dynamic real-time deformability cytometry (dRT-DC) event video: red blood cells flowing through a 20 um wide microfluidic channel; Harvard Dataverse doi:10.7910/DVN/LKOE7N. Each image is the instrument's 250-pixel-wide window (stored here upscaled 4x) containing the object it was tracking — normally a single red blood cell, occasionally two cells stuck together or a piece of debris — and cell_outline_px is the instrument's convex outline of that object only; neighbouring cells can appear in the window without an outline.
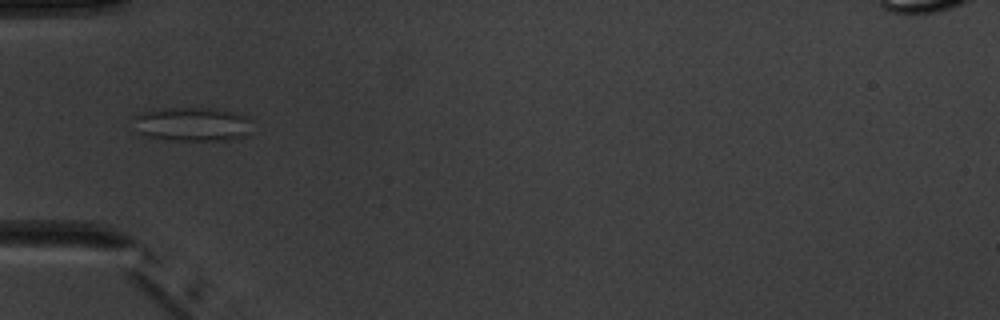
{"species": "common noctule bat (a hibernating species)", "species_latin": "Nyctalus noctula", "temperature_condition": "warm", "stored_images_in_passage": 7, "camera_frame_rate_fps": 3000, "um_per_image_px": 0.085, "animal": {"sex": "male", "body_mass_g": 20.1, "forearm_length_mm": 53.5}, "frame": {"image": 1, "passage_image": 6, "time_ms": 5.667, "image_size_px": [1000, 320], "cell_outline_px": [[252, 120], [244, 136], [236, 140], [172, 140], [148, 136], [136, 132], [128, 120], [132, 116], [140, 112], [160, 108], [208, 108], [232, 112], [248, 116]], "centroid_in_image_um": [16.23, 10.55], "position_along_channel_um": 68.8, "area_um2": 23.93}}
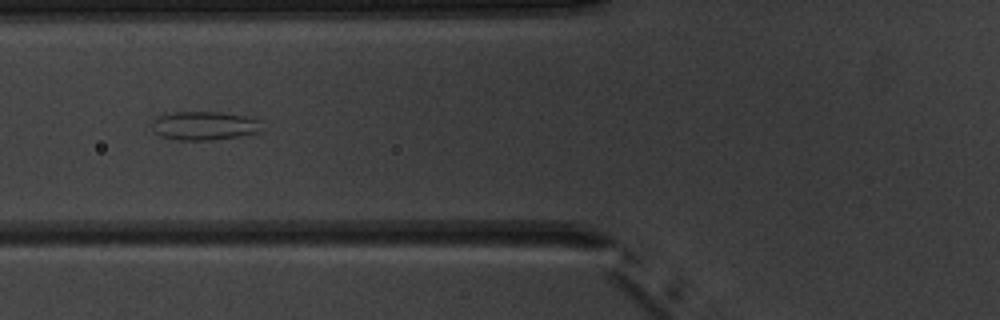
{"frame": {"image": 2, "passage_image": 7, "time_ms": 6.667, "image_size_px": [1000, 320], "cell_outline_px": [[264, 132], [212, 140], [176, 140], [160, 136], [152, 128], [152, 120], [160, 116], [172, 112], [220, 112], [244, 116], [260, 120]], "centroid_in_image_um": [17.4, 10.69], "position_along_channel_um": 108.4, "area_um2": 18.5}}